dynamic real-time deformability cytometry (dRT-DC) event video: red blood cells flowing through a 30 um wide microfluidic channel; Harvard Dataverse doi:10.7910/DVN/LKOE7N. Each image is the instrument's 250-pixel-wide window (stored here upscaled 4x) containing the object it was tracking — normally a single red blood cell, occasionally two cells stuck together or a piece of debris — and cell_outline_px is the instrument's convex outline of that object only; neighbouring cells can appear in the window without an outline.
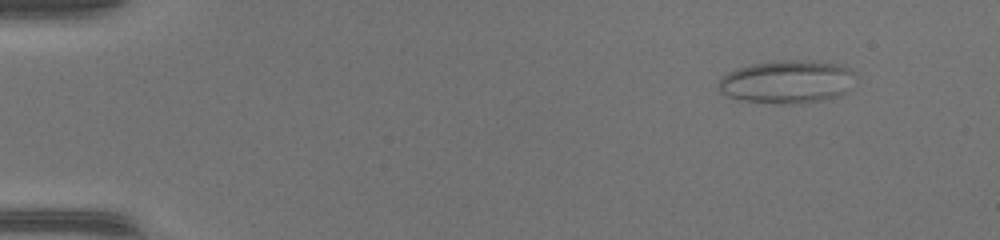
{"species": "common noctule bat (a hibernating species)", "species_latin": "Nyctalus noctula", "temperature_condition": "warm", "stored_images_in_passage": 47, "camera_frame_rate_fps": 3000, "um_per_image_px": 0.085, "animal": {"sex": "female", "body_mass_g": 17.0, "forearm_length_mm": 48.0}, "frame": {"image": 1, "passage_image": 2, "time_ms": 0.333, "image_size_px": [1000, 240], "cell_outline_px": [[852, 72], [848, 92], [840, 96], [800, 104], [776, 104], [744, 100], [728, 96], [720, 92], [716, 88], [716, 84], [720, 76], [736, 68], [752, 64], [840, 64], [848, 68]], "centroid_in_image_um": [66.79, 7.04], "position_along_channel_um": 18.2, "area_um2": 32.89}}
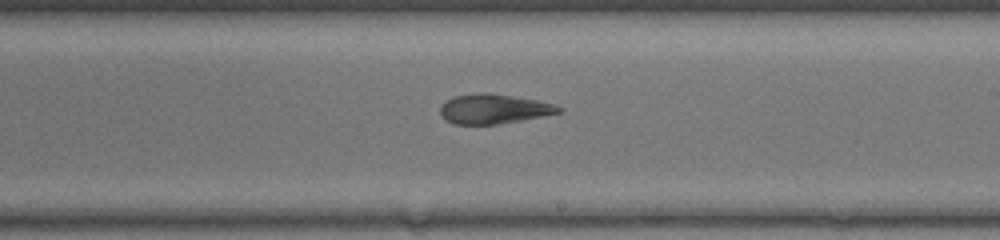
{"frame": {"image": 2, "passage_image": 27, "time_ms": 8.667, "image_size_px": [1000, 240], "cell_outline_px": [[564, 108], [560, 112], [520, 120], [496, 124], [452, 124], [444, 120], [440, 116], [440, 104], [444, 100], [452, 96], [476, 92], [488, 92], [536, 100], [556, 104]], "centroid_in_image_um": [41.88, 9.24], "position_along_channel_um": 247.1, "area_um2": 20.69}}
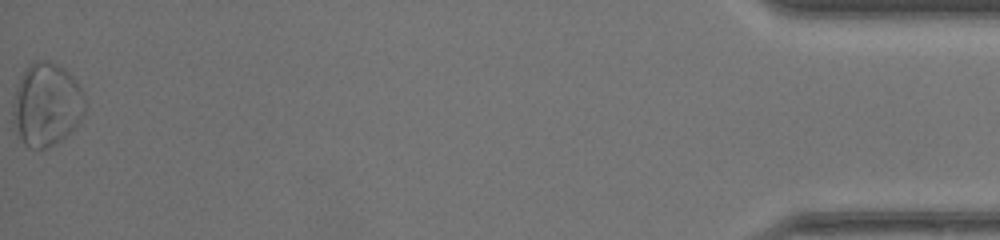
{"frame": {"image": 3, "passage_image": 47, "time_ms": 15.333, "image_size_px": [1000, 240], "cell_outline_px": [[84, 112], [80, 120], [60, 140], [44, 148], [28, 148], [24, 144], [12, 120], [12, 104], [16, 88], [24, 68], [36, 60], [48, 60], [64, 68], [76, 80], [84, 96]], "centroid_in_image_um": [3.92, 8.85], "position_along_channel_um": 431.3, "area_um2": 34.62}, "authors_computed_cell_mechanics": {"area_um2": 25.0274, "velocity_mm_per_s": 4.1935, "shape_relaxation_time_tau1_ms": null, "shape_relaxation_time_tau2_ms": 3.2775, "deformation_change_tau1": null, "deformation_change_tau2": 0.1128}}